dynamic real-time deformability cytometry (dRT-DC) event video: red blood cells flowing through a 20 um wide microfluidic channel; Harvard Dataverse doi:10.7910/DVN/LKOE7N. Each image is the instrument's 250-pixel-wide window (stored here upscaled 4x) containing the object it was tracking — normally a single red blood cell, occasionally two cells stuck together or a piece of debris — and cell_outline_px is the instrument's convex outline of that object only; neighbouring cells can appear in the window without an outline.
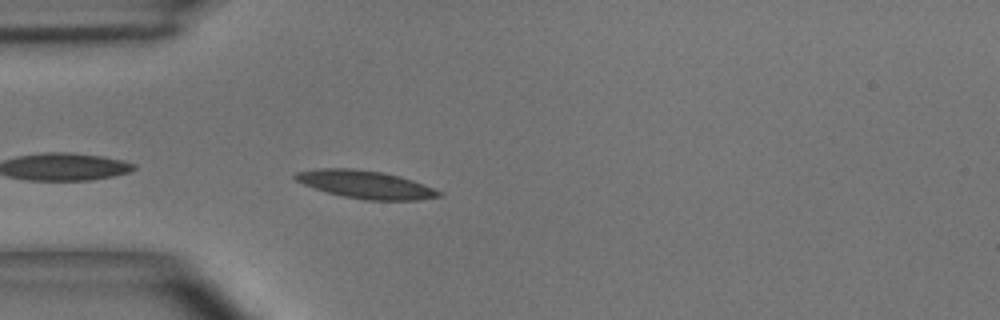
{"species": "common noctule bat (a hibernating species)", "species_latin": "Nyctalus noctula", "temperature_condition": "room temperature", "stored_images_in_passage": 6, "camera_frame_rate_fps": 3000, "um_per_image_px": 0.085, "animal": {"sex": "male", "body_mass_g": 15.6}, "frame": {"image": 1, "passage_image": 2, "time_ms": 0.333, "image_size_px": [1000, 320], "cell_outline_px": [[444, 196], [420, 200], [364, 200], [344, 196], [328, 192], [304, 184], [296, 180], [292, 176], [296, 172], [320, 168], [352, 168], [380, 172], [400, 176], [424, 184], [444, 192]], "centroid_in_image_um": [31.13, 15.69], "position_along_channel_um": 53.9, "area_um2": 23.29}}